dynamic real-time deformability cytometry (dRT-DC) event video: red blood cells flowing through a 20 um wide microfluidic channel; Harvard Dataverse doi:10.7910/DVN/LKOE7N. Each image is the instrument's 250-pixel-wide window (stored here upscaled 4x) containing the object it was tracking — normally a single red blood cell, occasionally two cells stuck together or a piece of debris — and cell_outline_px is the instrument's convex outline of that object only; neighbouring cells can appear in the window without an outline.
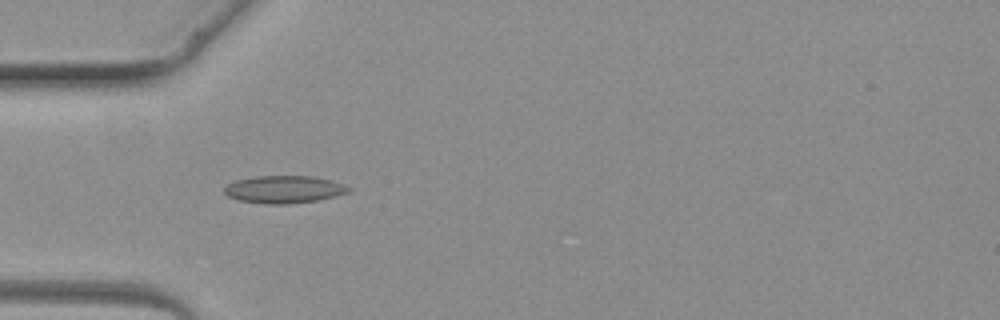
{"species": "common noctule bat (a hibernating species)", "species_latin": "Nyctalus noctula", "temperature_condition": "warm", "stored_images_in_passage": 4, "camera_frame_rate_fps": 3000, "um_per_image_px": 0.085, "animal": {"sex": "female", "body_mass_g": 19.3, "forearm_length_mm": 54.1}, "frame": {"image": 1, "passage_image": 3, "time_ms": 2.333, "image_size_px": [1000, 320], "cell_outline_px": [[352, 188], [348, 192], [336, 196], [320, 200], [288, 204], [264, 204], [236, 200], [228, 196], [224, 192], [224, 188], [228, 184], [236, 180], [256, 176], [312, 176], [332, 180], [344, 184]], "centroid_in_image_um": [24.15, 16.1], "position_along_channel_um": 60.8, "area_um2": 20.11}}
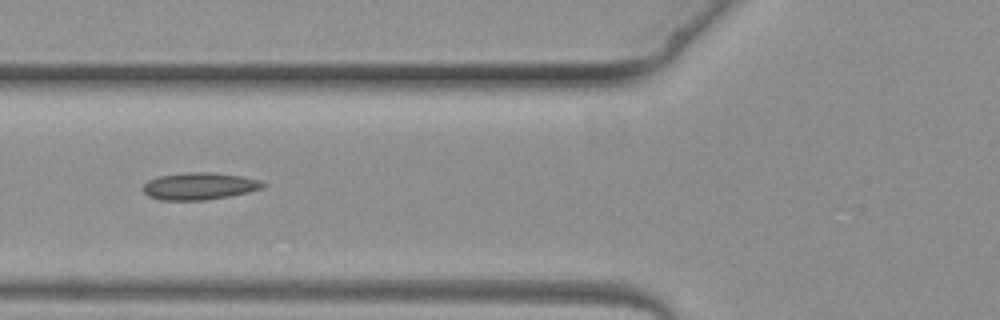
{"frame": {"image": 2, "passage_image": 4, "time_ms": 3.333, "image_size_px": [1000, 320], "cell_outline_px": [[268, 184], [264, 188], [248, 192], [228, 196], [204, 200], [156, 200], [148, 196], [144, 192], [144, 184], [148, 180], [160, 176], [184, 172], [212, 172], [240, 176], [260, 180]], "centroid_in_image_um": [16.95, 15.82], "position_along_channel_um": 108.8, "area_um2": 19.02}}